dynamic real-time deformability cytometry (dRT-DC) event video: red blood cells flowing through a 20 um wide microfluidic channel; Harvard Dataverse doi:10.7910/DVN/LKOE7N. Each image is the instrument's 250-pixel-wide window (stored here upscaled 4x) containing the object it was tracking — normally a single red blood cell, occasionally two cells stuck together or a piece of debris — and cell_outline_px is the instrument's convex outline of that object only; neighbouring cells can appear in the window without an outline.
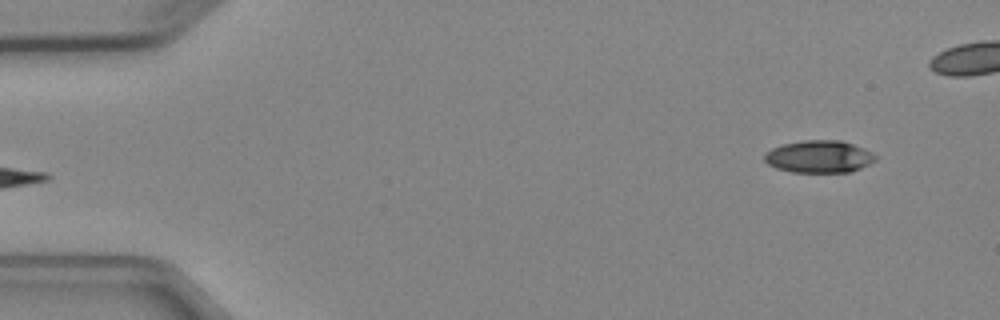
{"species": "Egyptian fruit bat (a non-hibernating species)", "species_latin": "Rousettus aegyptiacus", "temperature_condition": "cold", "stored_images_in_passage": 4, "segment_of_instrument_passage": [2, 2], "camera_frame_rate_fps": 3000, "um_per_image_px": 0.085, "animal": {"sex": "female"}, "frame": {"image": 1, "passage_image": 4, "time_ms": 3.333, "image_size_px": [1000, 320], "cell_outline_px": [[876, 160], [860, 168], [848, 172], [792, 172], [776, 168], [768, 164], [764, 160], [764, 152], [772, 148], [784, 144], [804, 140], [840, 140], [864, 148], [872, 152], [876, 156]], "centroid_in_image_um": [69.6, 13.31], "position_along_channel_um": 15.4, "area_um2": 20.87}}